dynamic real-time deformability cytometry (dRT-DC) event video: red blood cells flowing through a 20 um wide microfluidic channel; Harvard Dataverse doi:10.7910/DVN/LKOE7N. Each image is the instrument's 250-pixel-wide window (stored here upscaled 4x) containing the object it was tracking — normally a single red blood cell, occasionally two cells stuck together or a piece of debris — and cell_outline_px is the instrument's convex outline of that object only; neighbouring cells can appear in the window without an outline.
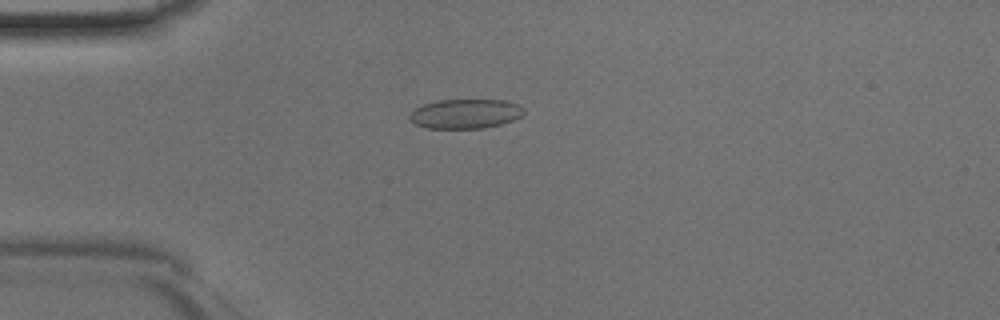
{"species": "Egyptian fruit bat (a non-hibernating species)", "species_latin": "Rousettus aegyptiacus", "temperature_condition": "room temperature", "stored_images_in_passage": 41, "camera_frame_rate_fps": 3000, "um_per_image_px": 0.085, "animal": {"sex": "male"}, "frame": {"image": 1, "passage_image": 7, "time_ms": 2.0, "image_size_px": [1000, 320], "cell_outline_px": [[524, 112], [520, 116], [512, 120], [500, 124], [484, 128], [424, 128], [408, 120], [408, 116], [416, 108], [424, 104], [436, 100], [504, 100], [520, 104], [524, 108]], "centroid_in_image_um": [39.54, 9.67], "position_along_channel_um": 45.5, "area_um2": 19.65}}
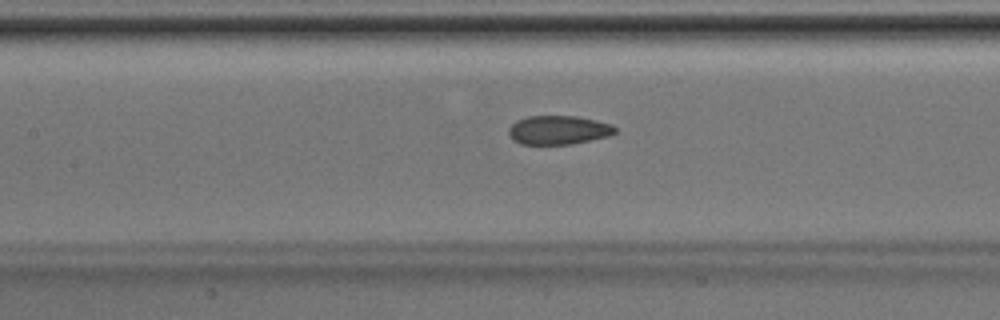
{"frame": {"image": 2, "passage_image": 16, "time_ms": 5.0, "image_size_px": [1000, 320], "cell_outline_px": [[616, 132], [608, 136], [572, 144], [520, 144], [512, 140], [508, 132], [508, 128], [516, 120], [528, 116], [576, 116], [596, 120], [612, 124], [616, 128]], "centroid_in_image_um": [47.44, 11.05], "position_along_channel_um": 160.0, "area_um2": 17.98}}
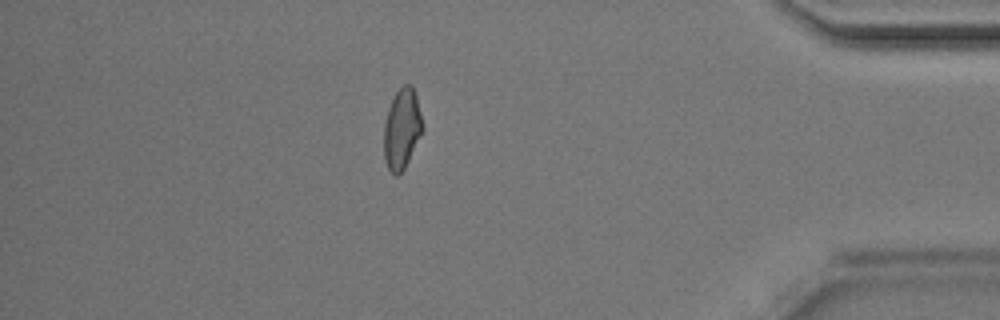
{"frame": {"image": 3, "passage_image": 35, "time_ms": 11.333, "image_size_px": [1000, 320], "cell_outline_px": [[424, 128], [404, 168], [396, 176], [388, 168], [384, 160], [384, 124], [388, 108], [396, 92], [404, 84], [408, 84], [412, 88], [416, 96]], "centroid_in_image_um": [34.15, 10.95], "position_along_channel_um": 401.1, "area_um2": 17.74}}